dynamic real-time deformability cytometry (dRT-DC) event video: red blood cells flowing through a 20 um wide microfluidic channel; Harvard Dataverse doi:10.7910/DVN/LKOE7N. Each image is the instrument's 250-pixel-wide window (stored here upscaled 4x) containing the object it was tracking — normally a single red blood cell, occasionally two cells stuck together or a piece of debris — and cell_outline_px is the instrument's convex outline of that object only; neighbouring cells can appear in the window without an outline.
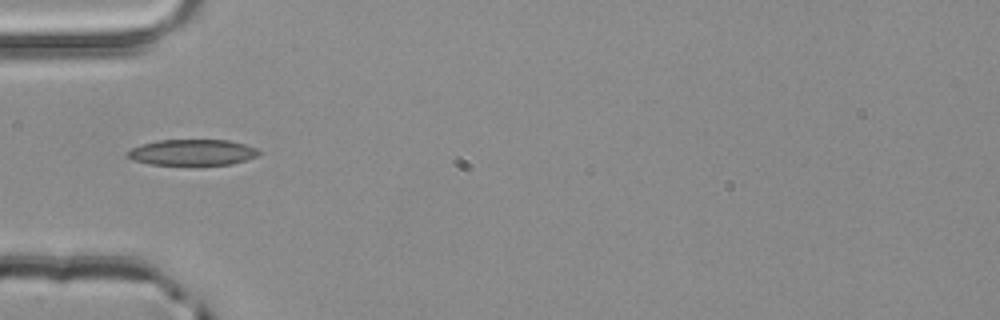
{"species": "common noctule bat (a hibernating species)", "species_latin": "Nyctalus noctula", "temperature_condition": "room temperature", "stored_images_in_passage": 4, "camera_frame_rate_fps": 3000, "um_per_image_px": 0.085, "animal": {"sex": "male", "body_mass_g": 20.4}, "frame": {"image": 1, "passage_image": 4, "time_ms": 1.0, "image_size_px": [1000, 320], "cell_outline_px": [[260, 152], [256, 156], [232, 164], [148, 164], [132, 160], [124, 156], [124, 152], [140, 144], [156, 140], [228, 140], [244, 144], [256, 148]], "centroid_in_image_um": [16.25, 12.94], "position_along_channel_um": 68.7, "area_um2": 19.83}}